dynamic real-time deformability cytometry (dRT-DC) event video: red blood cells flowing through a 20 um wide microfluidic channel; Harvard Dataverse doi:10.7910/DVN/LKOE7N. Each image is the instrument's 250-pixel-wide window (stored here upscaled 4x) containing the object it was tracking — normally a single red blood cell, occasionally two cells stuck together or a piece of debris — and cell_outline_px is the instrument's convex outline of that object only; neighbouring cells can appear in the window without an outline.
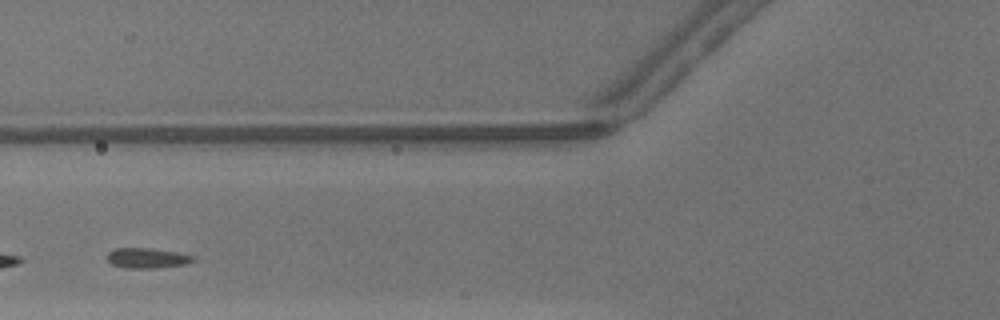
{"species": "common noctule bat (a hibernating species)", "species_latin": "Nyctalus noctula", "temperature_condition": "warm", "stored_images_in_passage": 26, "segment_of_instrument_passage": [2, 2], "camera_frame_rate_fps": 3000, "um_per_image_px": 0.085, "animal": {"sex": "male", "body_mass_g": 13.3}, "frame": {"image": 1, "passage_image": 7, "time_ms": 2.0, "image_size_px": [1000, 320], "cell_outline_px": [[196, 260], [184, 264], [156, 268], [124, 268], [112, 264], [108, 260], [108, 252], [116, 248], [152, 248], [176, 252], [196, 256]], "centroid_in_image_um": [12.53, 21.93], "position_along_channel_um": 113.3, "area_um2": 10.12}}
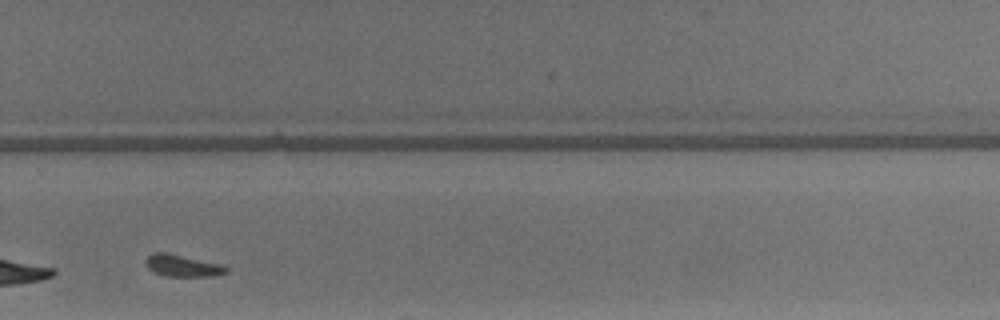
{"frame": {"image": 2, "passage_image": 21, "time_ms": 6.667, "image_size_px": [1000, 320], "cell_outline_px": [[228, 272], [212, 276], [164, 276], [152, 272], [144, 264], [144, 260], [152, 252], [168, 252], [220, 264], [228, 268]], "centroid_in_image_um": [15.44, 22.57], "position_along_channel_um": 314.4, "area_um2": 10.4}}
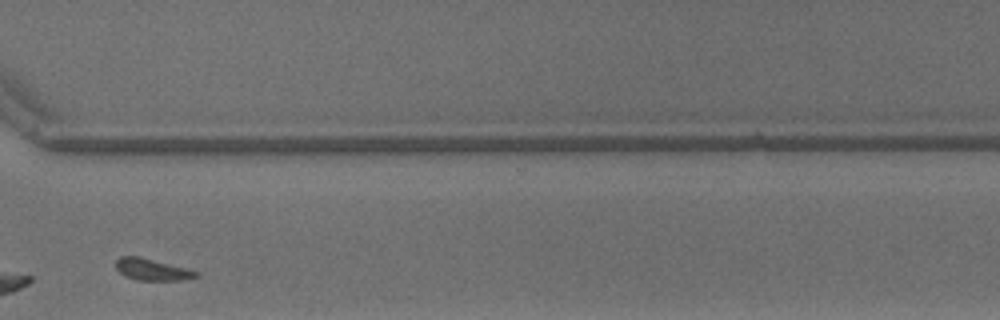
{"frame": {"image": 3, "passage_image": 24, "time_ms": 7.667, "image_size_px": [1000, 320], "cell_outline_px": [[200, 276], [184, 280], [136, 280], [124, 276], [116, 268], [116, 260], [120, 256], [140, 256], [188, 268], [200, 272]], "centroid_in_image_um": [12.97, 22.91], "position_along_channel_um": 357.6, "area_um2": 10.35}}